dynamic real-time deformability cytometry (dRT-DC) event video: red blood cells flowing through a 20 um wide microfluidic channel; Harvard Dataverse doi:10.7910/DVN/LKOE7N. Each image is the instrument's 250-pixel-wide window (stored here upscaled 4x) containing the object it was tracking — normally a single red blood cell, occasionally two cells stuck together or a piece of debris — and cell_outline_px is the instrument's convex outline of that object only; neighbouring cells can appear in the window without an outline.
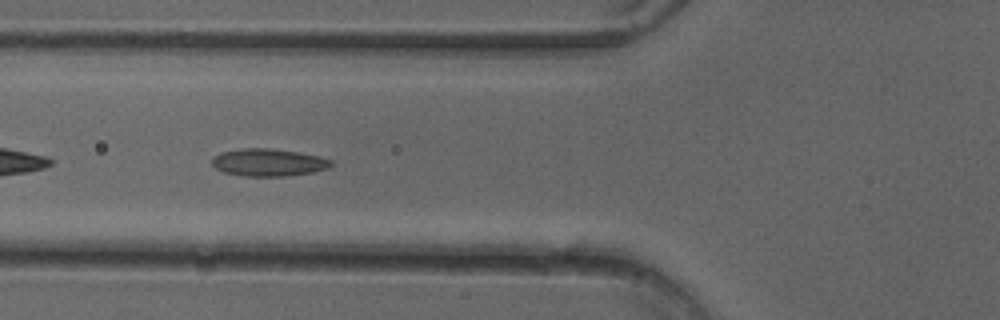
{"species": "common noctule bat (a hibernating species)", "species_latin": "Nyctalus noctula", "temperature_condition": "cold", "stored_images_in_passage": 30, "camera_frame_rate_fps": 3000, "um_per_image_px": 0.085, "animal": {"sex": "female"}, "frame": {"image": 1, "passage_image": 4, "time_ms": 1.0, "image_size_px": [1000, 320], "cell_outline_px": [[332, 164], [328, 168], [312, 172], [284, 176], [244, 176], [224, 172], [216, 168], [212, 164], [212, 160], [220, 152], [244, 148], [268, 148], [296, 152], [320, 156], [332, 160]], "centroid_in_image_um": [22.82, 13.81], "position_along_channel_um": 103.0, "area_um2": 18.84}}
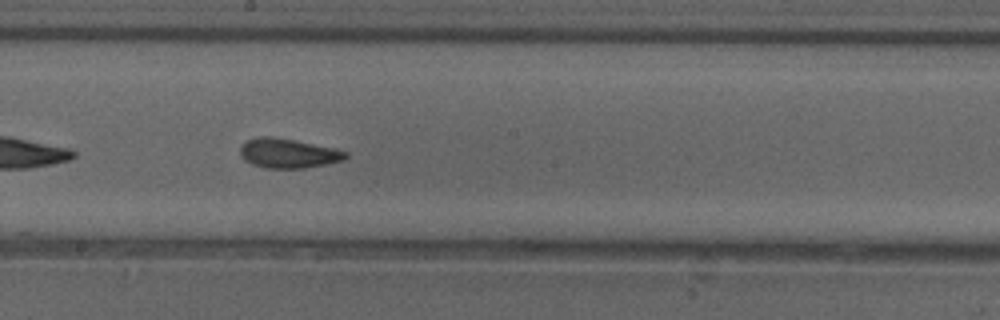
{"frame": {"image": 2, "passage_image": 13, "time_ms": 4.0, "image_size_px": [1000, 320], "cell_outline_px": [[348, 156], [344, 160], [304, 168], [264, 168], [252, 164], [244, 160], [240, 156], [240, 148], [248, 140], [260, 136], [272, 136], [336, 148], [348, 152]], "centroid_in_image_um": [24.5, 13.03], "position_along_channel_um": 223.7, "area_um2": 18.09}}
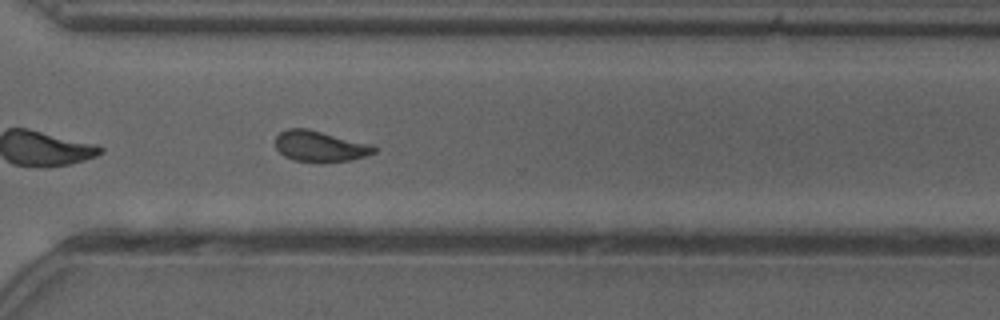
{"frame": {"image": 3, "passage_image": 22, "time_ms": 7.0, "image_size_px": [1000, 320], "cell_outline_px": [[376, 152], [364, 156], [348, 160], [320, 164], [292, 160], [284, 156], [276, 148], [276, 136], [280, 132], [288, 128], [308, 128], [372, 144], [376, 148]], "centroid_in_image_um": [27.18, 12.45], "position_along_channel_um": 343.4, "area_um2": 18.09}, "authors_computed_cell_mechanics": {"area_um2": 18.0336, "velocity_mm_per_s": 4.0082, "shape_relaxation_time_tau1_ms": null, "shape_relaxation_time_tau2_ms": 1.692, "deformation_change_tau1": null, "deformation_change_tau2": 0.0851}}